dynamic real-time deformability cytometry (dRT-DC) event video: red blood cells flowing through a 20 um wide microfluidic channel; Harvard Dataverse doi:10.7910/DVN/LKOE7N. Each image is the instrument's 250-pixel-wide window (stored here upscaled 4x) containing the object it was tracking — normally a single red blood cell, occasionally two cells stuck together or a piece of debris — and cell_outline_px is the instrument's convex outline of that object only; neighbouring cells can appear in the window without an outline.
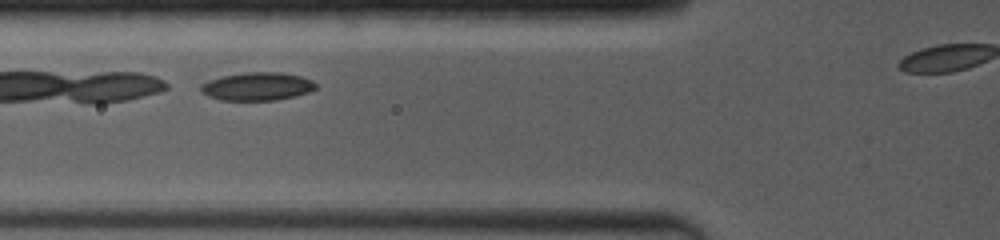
{"species": "common noctule bat (a hibernating species)", "species_latin": "Nyctalus noctula", "temperature_condition": "room temperature", "stored_images_in_passage": 48, "camera_frame_rate_fps": 4000, "um_per_image_px": 0.085, "animal": {"sex": "female", "body_mass_g": 19.0, "forearm_length_mm": 53.3}, "frame": {"image": 1, "passage_image": 7, "time_ms": 1.25, "image_size_px": [1000, 240], "cell_outline_px": [[316, 88], [308, 92], [296, 96], [276, 100], [220, 100], [208, 96], [200, 92], [200, 84], [208, 80], [220, 76], [244, 72], [280, 72], [300, 76], [312, 80], [316, 84]], "centroid_in_image_um": [21.82, 7.34], "position_along_channel_um": 104.0, "area_um2": 19.02}}
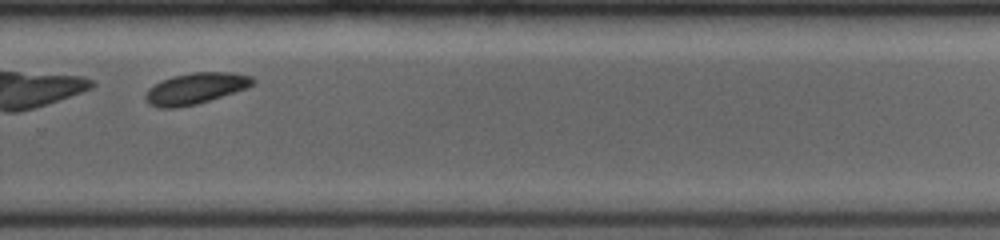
{"frame": {"image": 2, "passage_image": 34, "time_ms": 6.5, "image_size_px": [1000, 240], "cell_outline_px": [[256, 80], [248, 88], [196, 104], [176, 108], [156, 108], [148, 104], [144, 96], [148, 88], [172, 76], [192, 72], [228, 72], [252, 76]], "centroid_in_image_um": [16.61, 7.52], "position_along_channel_um": 313.2, "area_um2": 19.48}, "authors_computed_cell_mechanics": {"area_um2": 19.1318, "velocity_mm_per_s": 4.0095, "shape_relaxation_time_tau1_ms": 1.7391, "shape_relaxation_time_tau2_ms": null, "deformation_change_tau1": 0.0626, "deformation_change_tau2": null}}